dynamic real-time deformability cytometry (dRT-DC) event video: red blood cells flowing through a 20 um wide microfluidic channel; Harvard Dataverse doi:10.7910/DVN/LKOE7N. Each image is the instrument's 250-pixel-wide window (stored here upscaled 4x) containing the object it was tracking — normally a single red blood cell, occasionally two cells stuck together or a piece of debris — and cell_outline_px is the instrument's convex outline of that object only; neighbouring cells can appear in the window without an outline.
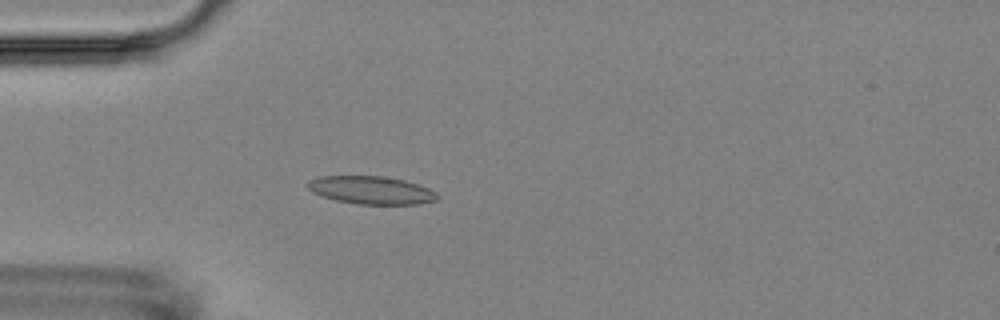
{"species": "Egyptian fruit bat (a non-hibernating species)", "species_latin": "Rousettus aegyptiacus", "temperature_condition": "room temperature", "stored_images_in_passage": 4, "camera_frame_rate_fps": 3000, "um_per_image_px": 0.085, "animal": {"sex": "female"}, "frame": {"image": 1, "passage_image": 4, "time_ms": 4.333, "image_size_px": [1000, 320], "cell_outline_px": [[440, 196], [436, 200], [420, 204], [356, 204], [336, 200], [312, 192], [304, 184], [308, 180], [320, 176], [380, 176], [404, 180], [428, 188], [436, 192]], "centroid_in_image_um": [31.54, 16.16], "position_along_channel_um": 53.5, "area_um2": 21.1}}